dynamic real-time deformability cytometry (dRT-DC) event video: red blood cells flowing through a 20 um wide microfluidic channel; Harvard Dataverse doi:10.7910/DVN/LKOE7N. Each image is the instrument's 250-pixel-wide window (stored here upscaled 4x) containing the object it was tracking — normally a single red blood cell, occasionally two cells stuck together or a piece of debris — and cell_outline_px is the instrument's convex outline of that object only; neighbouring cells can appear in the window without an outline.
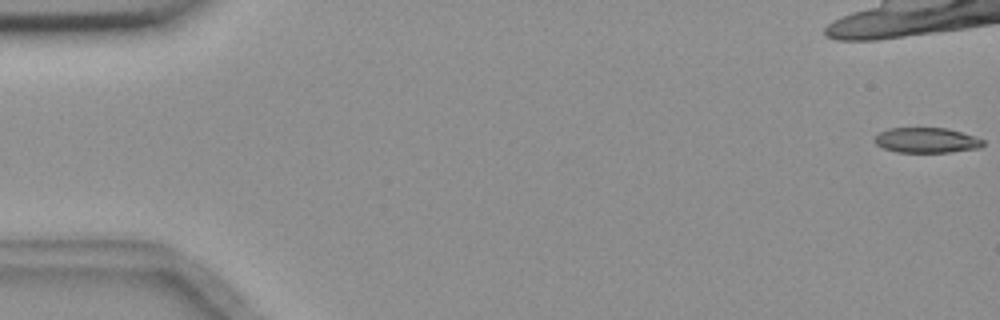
{"species": "common noctule bat (a hibernating species)", "species_latin": "Nyctalus noctula", "temperature_condition": "room temperature", "stored_images_in_passage": 7, "camera_frame_rate_fps": 3000, "um_per_image_px": 0.085, "animal": {"sex": "female", "body_mass_g": 18.4}, "frame": {"image": 1, "passage_image": 1, "time_ms": 0.0, "image_size_px": [1000, 320], "cell_outline_px": [[984, 144], [980, 148], [952, 152], [896, 152], [884, 148], [876, 144], [872, 140], [880, 132], [888, 128], [948, 128], [984, 140]], "centroid_in_image_um": [78.74, 11.92], "position_along_channel_um": 6.3, "area_um2": 15.9}}